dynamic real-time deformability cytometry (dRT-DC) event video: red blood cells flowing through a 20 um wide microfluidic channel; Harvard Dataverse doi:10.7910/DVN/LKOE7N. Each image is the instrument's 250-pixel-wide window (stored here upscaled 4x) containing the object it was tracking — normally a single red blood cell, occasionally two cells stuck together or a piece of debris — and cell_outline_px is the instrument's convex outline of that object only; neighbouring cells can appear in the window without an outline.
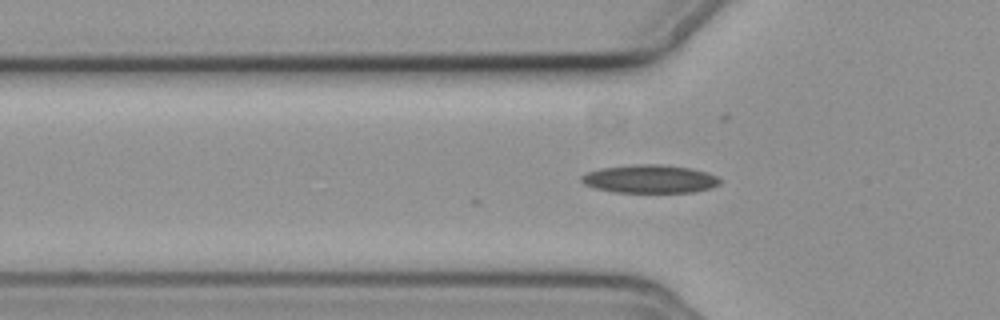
{"species": "common noctule bat (a hibernating species)", "species_latin": "Nyctalus noctula", "temperature_condition": "cold", "stored_images_in_passage": 2, "camera_frame_rate_fps": 3000, "um_per_image_px": 0.085, "animal": {"sex": "female", "body_mass_g": 19.3, "forearm_length_mm": 54.1}, "frame": {"image": 1, "passage_image": 2, "time_ms": 0.333, "image_size_px": [1000, 320], "cell_outline_px": [[720, 184], [712, 188], [692, 192], [612, 192], [596, 188], [584, 184], [580, 180], [580, 176], [588, 172], [600, 168], [632, 164], [660, 164], [692, 168], [708, 172], [716, 176], [720, 180]], "centroid_in_image_um": [55.24, 15.2], "position_along_channel_um": 70.6, "area_um2": 22.95}}